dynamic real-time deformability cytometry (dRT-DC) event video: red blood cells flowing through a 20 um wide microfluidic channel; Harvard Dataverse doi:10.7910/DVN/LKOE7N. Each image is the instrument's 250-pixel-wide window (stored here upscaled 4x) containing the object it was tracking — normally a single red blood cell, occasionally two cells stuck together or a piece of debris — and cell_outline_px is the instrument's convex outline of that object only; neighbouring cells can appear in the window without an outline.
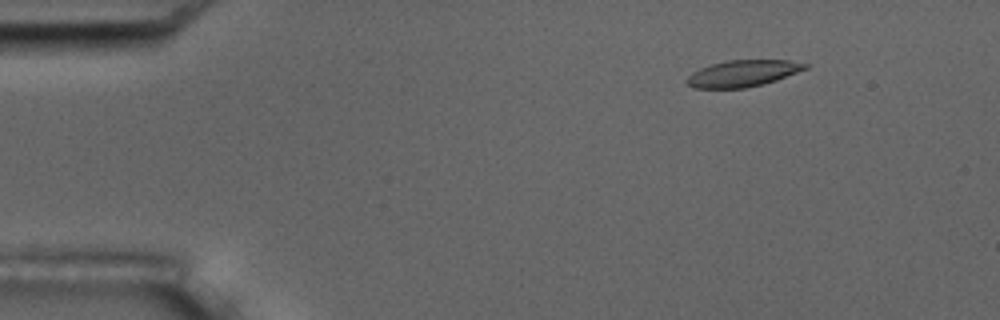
{"species": "common noctule bat (a hibernating species)", "species_latin": "Nyctalus noctula", "temperature_condition": "room temperature", "stored_images_in_passage": 7, "camera_frame_rate_fps": 3000, "um_per_image_px": 0.085, "animal": {"sex": "male", "body_mass_g": 17.5, "forearm_length_mm": 52.3}, "frame": {"image": 1, "passage_image": 3, "time_ms": 2.333, "image_size_px": [1000, 320], "cell_outline_px": [[808, 68], [776, 80], [764, 84], [744, 88], [696, 88], [688, 84], [684, 80], [692, 72], [700, 68], [712, 64], [728, 60], [788, 60], [808, 64]], "centroid_in_image_um": [63.13, 6.24], "position_along_channel_um": 21.9, "area_um2": 18.21}}
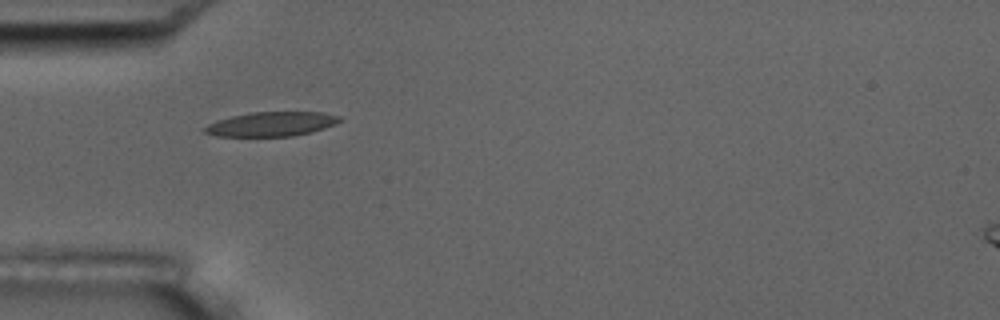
{"frame": {"image": 2, "passage_image": 6, "time_ms": 5.667, "image_size_px": [1000, 320], "cell_outline_px": [[344, 120], [336, 124], [324, 128], [292, 136], [216, 136], [204, 132], [204, 128], [208, 124], [216, 120], [232, 116], [252, 112], [324, 112], [340, 116]], "centroid_in_image_um": [23.09, 10.53], "position_along_channel_um": 61.9, "area_um2": 19.13}}